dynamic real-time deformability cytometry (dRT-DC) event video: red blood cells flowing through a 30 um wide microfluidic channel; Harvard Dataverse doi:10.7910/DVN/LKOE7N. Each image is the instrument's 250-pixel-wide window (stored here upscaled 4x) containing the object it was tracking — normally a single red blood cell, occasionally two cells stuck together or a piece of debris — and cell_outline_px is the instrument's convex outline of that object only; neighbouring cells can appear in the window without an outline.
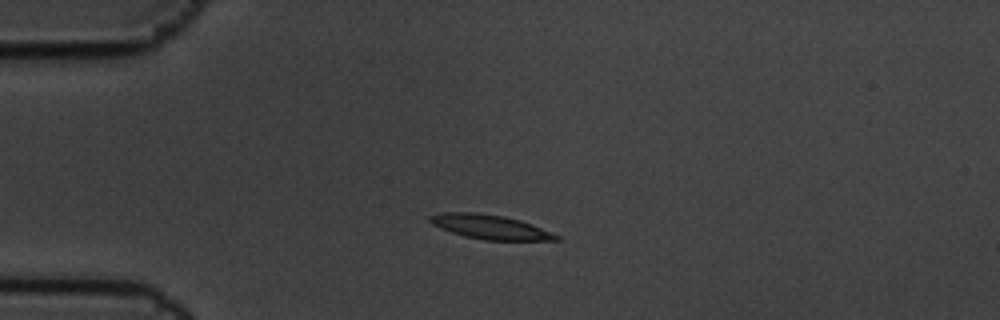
{"species": "common noctule bat (a hibernating species)", "species_latin": "Nyctalus noctula", "temperature_condition": "cold", "stored_images_in_passage": 4, "camera_frame_rate_fps": 3000, "um_per_image_px": 0.085, "animal": {"sex": "male", "body_mass_g": 19.5, "forearm_length_mm": 54.6}, "frame": {"image": 1, "passage_image": 3, "time_ms": 0.667, "image_size_px": [1000, 320], "cell_outline_px": [[560, 240], [484, 240], [464, 236], [440, 228], [432, 224], [428, 220], [428, 216], [440, 212], [476, 212], [504, 216], [520, 220], [532, 224], [552, 232], [560, 236]], "centroid_in_image_um": [41.64, 19.28], "position_along_channel_um": 43.4, "area_um2": 17.98}}